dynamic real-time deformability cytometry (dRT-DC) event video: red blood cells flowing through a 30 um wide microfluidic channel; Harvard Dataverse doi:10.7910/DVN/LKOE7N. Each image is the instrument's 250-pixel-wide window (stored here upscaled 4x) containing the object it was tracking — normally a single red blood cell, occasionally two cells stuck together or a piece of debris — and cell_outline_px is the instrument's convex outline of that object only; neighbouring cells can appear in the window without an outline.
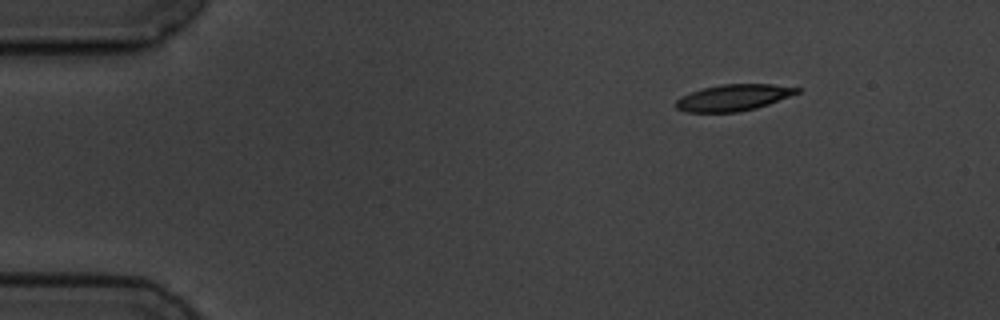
{"species": "common noctule bat (a hibernating species)", "species_latin": "Nyctalus noctula", "temperature_condition": "cold", "stored_images_in_passage": 4, "camera_frame_rate_fps": 3000, "um_per_image_px": 0.085, "animal": {"sex": "male", "body_mass_g": 19.5, "forearm_length_mm": 54.6}, "frame": {"image": 1, "passage_image": 1, "time_ms": 0.0, "image_size_px": [1000, 320], "cell_outline_px": [[800, 92], [768, 104], [756, 108], [736, 112], [688, 112], [676, 108], [676, 100], [680, 96], [704, 88], [720, 84], [772, 84], [800, 88]], "centroid_in_image_um": [62.33, 8.29], "position_along_channel_um": 22.7, "area_um2": 18.44}}
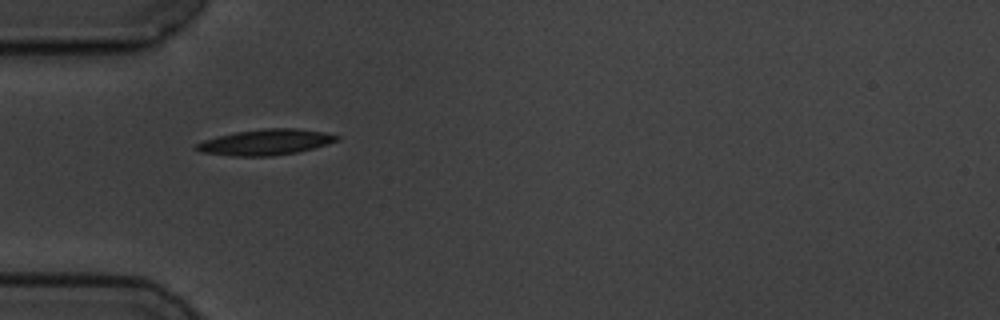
{"frame": {"image": 2, "passage_image": 3, "time_ms": 3.333, "image_size_px": [1000, 320], "cell_outline_px": [[340, 140], [312, 148], [296, 152], [272, 156], [232, 156], [200, 152], [192, 148], [196, 144], [204, 140], [216, 136], [236, 132], [264, 128], [296, 128], [324, 132], [340, 136]], "centroid_in_image_um": [22.54, 12.08], "position_along_channel_um": 62.5, "area_um2": 21.1}}
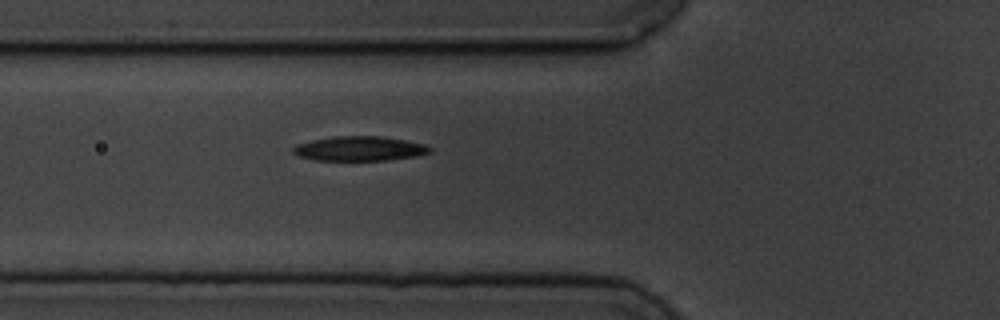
{"frame": {"image": 3, "passage_image": 4, "time_ms": 4.333, "image_size_px": [1000, 320], "cell_outline_px": [[432, 152], [416, 156], [388, 160], [316, 160], [300, 156], [292, 152], [292, 148], [296, 144], [312, 140], [332, 136], [380, 136], [404, 140], [424, 144], [432, 148]], "centroid_in_image_um": [30.56, 12.63], "position_along_channel_um": 95.2, "area_um2": 19.54}}